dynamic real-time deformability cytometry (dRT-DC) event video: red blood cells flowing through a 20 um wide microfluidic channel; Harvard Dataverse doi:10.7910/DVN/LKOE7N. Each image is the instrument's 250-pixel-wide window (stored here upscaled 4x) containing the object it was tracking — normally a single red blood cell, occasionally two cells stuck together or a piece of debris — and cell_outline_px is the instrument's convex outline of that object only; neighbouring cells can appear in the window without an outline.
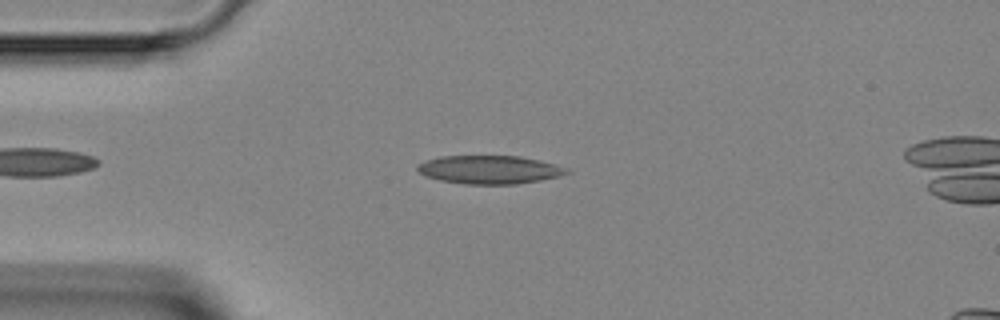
{"species": "Egyptian fruit bat (a non-hibernating species)", "species_latin": "Rousettus aegyptiacus", "temperature_condition": "room temperature", "stored_images_in_passage": 43, "camera_frame_rate_fps": 3000, "um_per_image_px": 0.085, "animal": {"sex": "female"}, "frame": {"image": 1, "passage_image": 7, "time_ms": 2.0, "image_size_px": [1000, 320], "cell_outline_px": [[572, 172], [540, 180], [516, 184], [464, 184], [440, 180], [424, 176], [416, 168], [416, 164], [424, 160], [440, 156], [520, 156], [540, 160], [568, 168]], "centroid_in_image_um": [41.56, 14.41], "position_along_channel_um": 43.4, "area_um2": 24.74}}
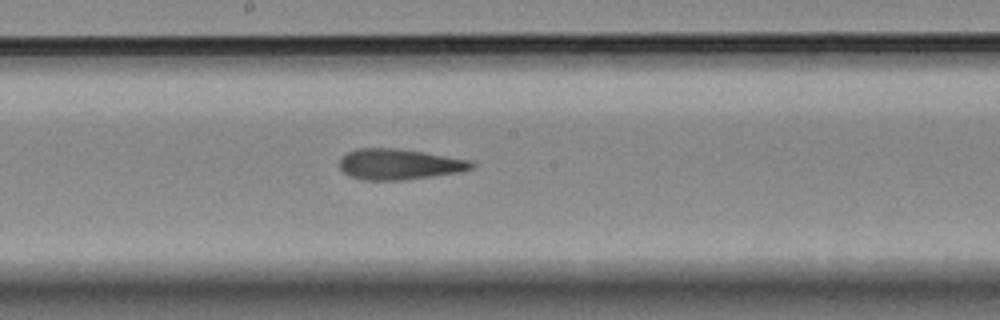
{"frame": {"image": 2, "passage_image": 20, "time_ms": 6.333, "image_size_px": [1000, 320], "cell_outline_px": [[476, 164], [472, 168], [460, 172], [404, 180], [360, 180], [348, 176], [340, 168], [340, 156], [356, 148], [400, 148], [472, 160]], "centroid_in_image_um": [33.92, 13.96], "position_along_channel_um": 214.3, "area_um2": 23.93}}
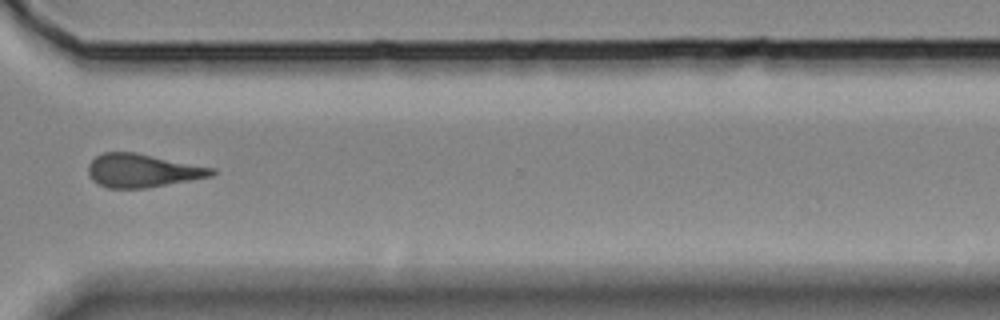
{"frame": {"image": 3, "passage_image": 30, "time_ms": 9.667, "image_size_px": [1000, 320], "cell_outline_px": [[216, 172], [212, 176], [148, 188], [108, 188], [92, 180], [88, 176], [88, 164], [96, 156], [104, 152], [136, 152], [216, 168]], "centroid_in_image_um": [12.12, 14.49], "position_along_channel_um": 358.5, "area_um2": 24.16}}